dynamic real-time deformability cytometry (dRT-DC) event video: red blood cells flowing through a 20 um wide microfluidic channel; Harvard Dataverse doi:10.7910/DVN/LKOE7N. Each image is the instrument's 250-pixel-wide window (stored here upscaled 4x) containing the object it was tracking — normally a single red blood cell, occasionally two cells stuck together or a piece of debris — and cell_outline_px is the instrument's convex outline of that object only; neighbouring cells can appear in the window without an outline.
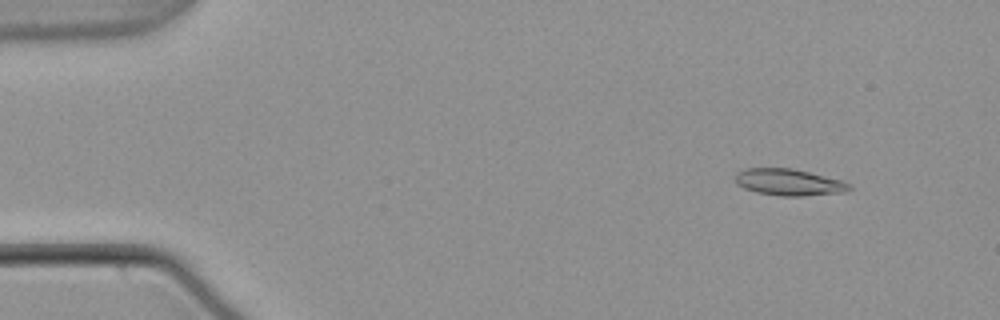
{"species": "common noctule bat (a hibernating species)", "species_latin": "Nyctalus noctula", "temperature_condition": "warm", "stored_images_in_passage": 53, "camera_frame_rate_fps": 3000, "um_per_image_px": 0.085, "animal": {"sex": "male", "body_mass_g": 21.5, "forearm_length_mm": 52.0}, "frame": {"image": 1, "passage_image": 5, "time_ms": 1.333, "image_size_px": [1000, 320], "cell_outline_px": [[852, 188], [844, 192], [804, 196], [780, 196], [756, 192], [744, 188], [736, 184], [736, 172], [744, 168], [792, 168], [840, 180], [852, 184]], "centroid_in_image_um": [67.04, 15.49], "position_along_channel_um": 18.0, "area_um2": 17.69}}
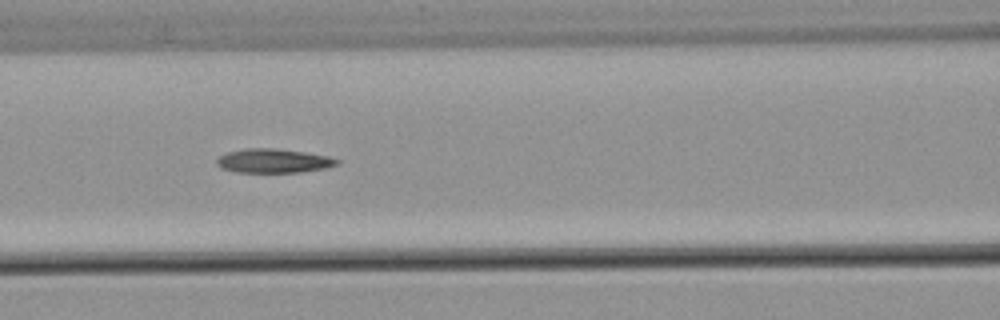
{"frame": {"image": 2, "passage_image": 23, "time_ms": 7.333, "image_size_px": [1000, 320], "cell_outline_px": [[340, 164], [324, 168], [300, 172], [236, 172], [220, 168], [216, 164], [216, 160], [220, 156], [228, 152], [244, 148], [276, 148], [304, 152], [328, 156], [340, 160]], "centroid_in_image_um": [23.23, 13.67], "position_along_channel_um": 143.4, "area_um2": 16.88}}
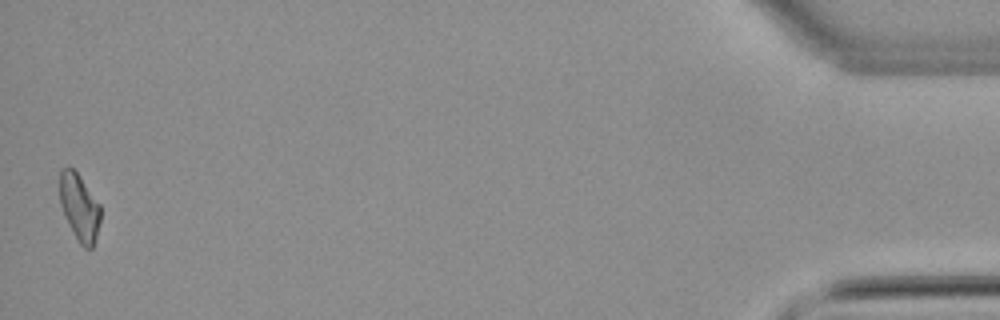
{"frame": {"image": 3, "passage_image": 53, "time_ms": 17.333, "image_size_px": [1000, 320], "cell_outline_px": [[100, 220], [96, 236], [92, 248], [84, 248], [80, 244], [64, 216], [60, 204], [60, 172], [64, 168], [72, 168], [76, 172], [100, 204]], "centroid_in_image_um": [6.75, 17.64], "position_along_channel_um": 428.5, "area_um2": 15.55}}